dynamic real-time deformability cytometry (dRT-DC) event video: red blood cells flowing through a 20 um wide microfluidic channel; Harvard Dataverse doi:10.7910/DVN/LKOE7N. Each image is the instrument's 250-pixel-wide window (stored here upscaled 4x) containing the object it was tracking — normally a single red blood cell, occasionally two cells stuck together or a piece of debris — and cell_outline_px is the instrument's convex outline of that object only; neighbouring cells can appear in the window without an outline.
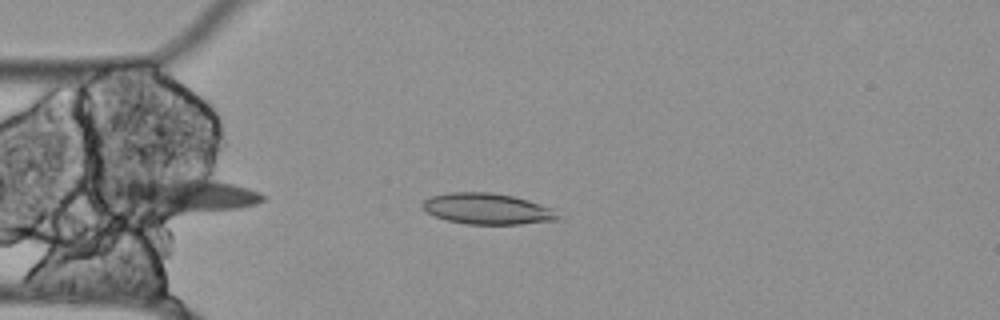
{"species": "Egyptian fruit bat (a non-hibernating species)", "species_latin": "Rousettus aegyptiacus", "temperature_condition": "cold", "stored_images_in_passage": 37, "camera_frame_rate_fps": 3000, "um_per_image_px": 0.085, "animal": {"sex": "female"}, "frame": {"image": 1, "passage_image": 3, "time_ms": 0.667, "image_size_px": [1000, 320], "cell_outline_px": [[556, 220], [520, 224], [468, 224], [448, 220], [424, 212], [420, 208], [420, 204], [424, 200], [432, 196], [448, 192], [492, 192], [512, 196], [528, 200], [552, 208], [556, 216]], "centroid_in_image_um": [41.33, 17.74], "position_along_channel_um": 43.7, "area_um2": 24.33}}
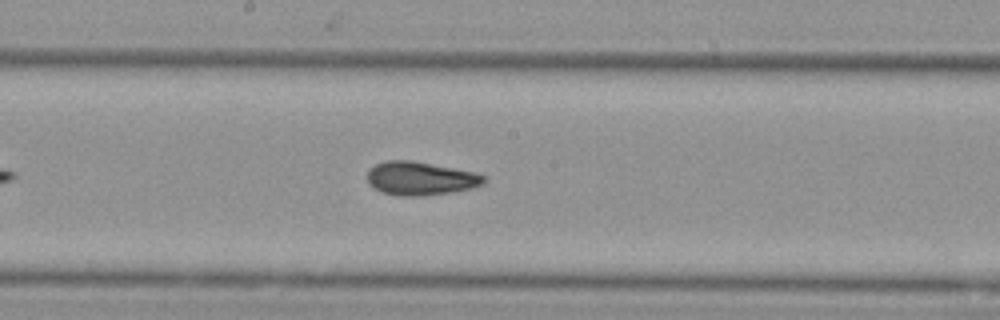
{"frame": {"image": 2, "passage_image": 18, "time_ms": 5.667, "image_size_px": [1000, 320], "cell_outline_px": [[488, 180], [484, 184], [472, 188], [452, 192], [420, 196], [400, 196], [380, 192], [368, 184], [368, 168], [384, 160], [412, 160], [472, 172], [484, 176]], "centroid_in_image_um": [35.7, 15.17], "position_along_channel_um": 212.5, "area_um2": 22.83}}
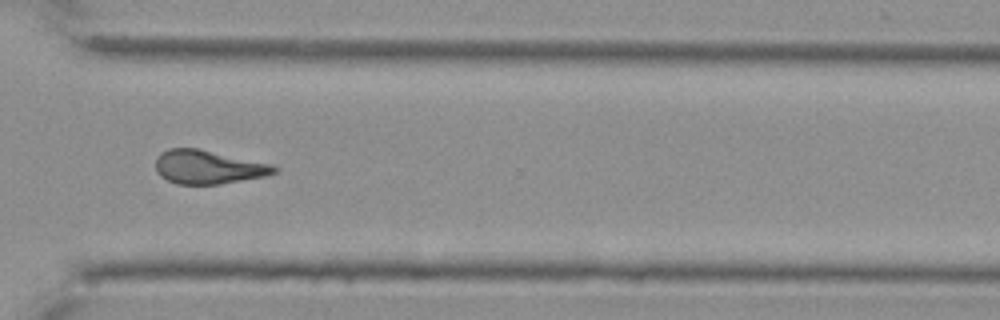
{"frame": {"image": 3, "passage_image": 30, "time_ms": 9.667, "image_size_px": [1000, 320], "cell_outline_px": [[280, 168], [276, 172], [268, 176], [220, 184], [176, 184], [160, 176], [156, 172], [156, 156], [160, 152], [168, 148], [196, 148], [272, 164]], "centroid_in_image_um": [17.69, 14.2], "position_along_channel_um": 352.9, "area_um2": 23.41}, "authors_computed_cell_mechanics": {"area_um2": 22.7732, "velocity_mm_per_s": 3.5131, "shape_relaxation_time_tau1_ms": null, "shape_relaxation_time_tau2_ms": 8.9986, "deformation_change_tau1": null, "deformation_change_tau2": 0.1788}}